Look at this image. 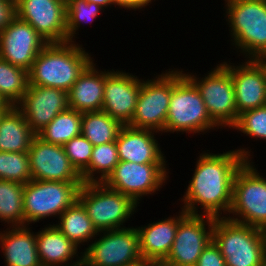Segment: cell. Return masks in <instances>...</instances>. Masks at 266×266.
<instances>
[{
    "instance_id": "cell-32",
    "label": "cell",
    "mask_w": 266,
    "mask_h": 266,
    "mask_svg": "<svg viewBox=\"0 0 266 266\" xmlns=\"http://www.w3.org/2000/svg\"><path fill=\"white\" fill-rule=\"evenodd\" d=\"M101 11V12H100ZM105 9L94 2L84 0H66V34L67 42H76V34L82 24H88L98 18ZM88 22V23H87ZM77 32V33H76Z\"/></svg>"
},
{
    "instance_id": "cell-12",
    "label": "cell",
    "mask_w": 266,
    "mask_h": 266,
    "mask_svg": "<svg viewBox=\"0 0 266 266\" xmlns=\"http://www.w3.org/2000/svg\"><path fill=\"white\" fill-rule=\"evenodd\" d=\"M171 98V69L153 79H142L132 120L127 124L137 129L164 133Z\"/></svg>"
},
{
    "instance_id": "cell-17",
    "label": "cell",
    "mask_w": 266,
    "mask_h": 266,
    "mask_svg": "<svg viewBox=\"0 0 266 266\" xmlns=\"http://www.w3.org/2000/svg\"><path fill=\"white\" fill-rule=\"evenodd\" d=\"M28 156L33 180L83 182L61 145L46 143L35 136Z\"/></svg>"
},
{
    "instance_id": "cell-26",
    "label": "cell",
    "mask_w": 266,
    "mask_h": 266,
    "mask_svg": "<svg viewBox=\"0 0 266 266\" xmlns=\"http://www.w3.org/2000/svg\"><path fill=\"white\" fill-rule=\"evenodd\" d=\"M57 219L56 222L58 223H53V225L79 248L81 245L84 246L85 242L89 243V241L94 240L98 234L85 208L78 200Z\"/></svg>"
},
{
    "instance_id": "cell-19",
    "label": "cell",
    "mask_w": 266,
    "mask_h": 266,
    "mask_svg": "<svg viewBox=\"0 0 266 266\" xmlns=\"http://www.w3.org/2000/svg\"><path fill=\"white\" fill-rule=\"evenodd\" d=\"M17 107L23 112L31 130L37 134L59 113L69 108L68 92L58 88L28 85Z\"/></svg>"
},
{
    "instance_id": "cell-39",
    "label": "cell",
    "mask_w": 266,
    "mask_h": 266,
    "mask_svg": "<svg viewBox=\"0 0 266 266\" xmlns=\"http://www.w3.org/2000/svg\"><path fill=\"white\" fill-rule=\"evenodd\" d=\"M86 2H94L95 4L99 5L100 7H102L103 9H108V7L111 8V6L113 5L118 6L116 0H84Z\"/></svg>"
},
{
    "instance_id": "cell-22",
    "label": "cell",
    "mask_w": 266,
    "mask_h": 266,
    "mask_svg": "<svg viewBox=\"0 0 266 266\" xmlns=\"http://www.w3.org/2000/svg\"><path fill=\"white\" fill-rule=\"evenodd\" d=\"M44 227L36 232L37 252L41 265L83 266V252H78V249L82 248L75 245L54 225L48 224Z\"/></svg>"
},
{
    "instance_id": "cell-15",
    "label": "cell",
    "mask_w": 266,
    "mask_h": 266,
    "mask_svg": "<svg viewBox=\"0 0 266 266\" xmlns=\"http://www.w3.org/2000/svg\"><path fill=\"white\" fill-rule=\"evenodd\" d=\"M243 62L238 65L229 60L221 62L231 73L238 115L266 106V60Z\"/></svg>"
},
{
    "instance_id": "cell-37",
    "label": "cell",
    "mask_w": 266,
    "mask_h": 266,
    "mask_svg": "<svg viewBox=\"0 0 266 266\" xmlns=\"http://www.w3.org/2000/svg\"><path fill=\"white\" fill-rule=\"evenodd\" d=\"M16 16L15 0H0V32Z\"/></svg>"
},
{
    "instance_id": "cell-5",
    "label": "cell",
    "mask_w": 266,
    "mask_h": 266,
    "mask_svg": "<svg viewBox=\"0 0 266 266\" xmlns=\"http://www.w3.org/2000/svg\"><path fill=\"white\" fill-rule=\"evenodd\" d=\"M212 240L224 257L226 266H260L264 258L260 228L226 217L215 218Z\"/></svg>"
},
{
    "instance_id": "cell-27",
    "label": "cell",
    "mask_w": 266,
    "mask_h": 266,
    "mask_svg": "<svg viewBox=\"0 0 266 266\" xmlns=\"http://www.w3.org/2000/svg\"><path fill=\"white\" fill-rule=\"evenodd\" d=\"M123 126L103 111L82 113L81 135L93 146L116 141Z\"/></svg>"
},
{
    "instance_id": "cell-24",
    "label": "cell",
    "mask_w": 266,
    "mask_h": 266,
    "mask_svg": "<svg viewBox=\"0 0 266 266\" xmlns=\"http://www.w3.org/2000/svg\"><path fill=\"white\" fill-rule=\"evenodd\" d=\"M30 226L8 227L0 231L5 266H42L37 252L36 232Z\"/></svg>"
},
{
    "instance_id": "cell-31",
    "label": "cell",
    "mask_w": 266,
    "mask_h": 266,
    "mask_svg": "<svg viewBox=\"0 0 266 266\" xmlns=\"http://www.w3.org/2000/svg\"><path fill=\"white\" fill-rule=\"evenodd\" d=\"M29 85L28 71L0 58V95L11 106L23 99Z\"/></svg>"
},
{
    "instance_id": "cell-10",
    "label": "cell",
    "mask_w": 266,
    "mask_h": 266,
    "mask_svg": "<svg viewBox=\"0 0 266 266\" xmlns=\"http://www.w3.org/2000/svg\"><path fill=\"white\" fill-rule=\"evenodd\" d=\"M96 237L82 250L83 266H126L143 261L136 227L100 231Z\"/></svg>"
},
{
    "instance_id": "cell-44",
    "label": "cell",
    "mask_w": 266,
    "mask_h": 266,
    "mask_svg": "<svg viewBox=\"0 0 266 266\" xmlns=\"http://www.w3.org/2000/svg\"><path fill=\"white\" fill-rule=\"evenodd\" d=\"M260 266H266V255H264V258H263Z\"/></svg>"
},
{
    "instance_id": "cell-28",
    "label": "cell",
    "mask_w": 266,
    "mask_h": 266,
    "mask_svg": "<svg viewBox=\"0 0 266 266\" xmlns=\"http://www.w3.org/2000/svg\"><path fill=\"white\" fill-rule=\"evenodd\" d=\"M82 113L68 108L59 113L36 136L50 144L63 146L72 138L81 135Z\"/></svg>"
},
{
    "instance_id": "cell-21",
    "label": "cell",
    "mask_w": 266,
    "mask_h": 266,
    "mask_svg": "<svg viewBox=\"0 0 266 266\" xmlns=\"http://www.w3.org/2000/svg\"><path fill=\"white\" fill-rule=\"evenodd\" d=\"M157 133L160 134L153 130L124 125L116 140L119 161L139 164L167 163L155 137Z\"/></svg>"
},
{
    "instance_id": "cell-20",
    "label": "cell",
    "mask_w": 266,
    "mask_h": 266,
    "mask_svg": "<svg viewBox=\"0 0 266 266\" xmlns=\"http://www.w3.org/2000/svg\"><path fill=\"white\" fill-rule=\"evenodd\" d=\"M187 215L181 208L177 215L164 217L147 225L136 227L142 259L159 266L168 256L175 240L179 222Z\"/></svg>"
},
{
    "instance_id": "cell-9",
    "label": "cell",
    "mask_w": 266,
    "mask_h": 266,
    "mask_svg": "<svg viewBox=\"0 0 266 266\" xmlns=\"http://www.w3.org/2000/svg\"><path fill=\"white\" fill-rule=\"evenodd\" d=\"M184 74L199 90L211 119L220 129H231L238 119V113L229 70L220 63L202 78L196 73L184 71Z\"/></svg>"
},
{
    "instance_id": "cell-34",
    "label": "cell",
    "mask_w": 266,
    "mask_h": 266,
    "mask_svg": "<svg viewBox=\"0 0 266 266\" xmlns=\"http://www.w3.org/2000/svg\"><path fill=\"white\" fill-rule=\"evenodd\" d=\"M257 140H266V106L247 110L238 115L236 123L231 127ZM259 138V139H258Z\"/></svg>"
},
{
    "instance_id": "cell-30",
    "label": "cell",
    "mask_w": 266,
    "mask_h": 266,
    "mask_svg": "<svg viewBox=\"0 0 266 266\" xmlns=\"http://www.w3.org/2000/svg\"><path fill=\"white\" fill-rule=\"evenodd\" d=\"M118 163L116 141L93 146L89 166L80 174L83 183H103Z\"/></svg>"
},
{
    "instance_id": "cell-29",
    "label": "cell",
    "mask_w": 266,
    "mask_h": 266,
    "mask_svg": "<svg viewBox=\"0 0 266 266\" xmlns=\"http://www.w3.org/2000/svg\"><path fill=\"white\" fill-rule=\"evenodd\" d=\"M23 193L24 184L0 180V222L5 227L24 226Z\"/></svg>"
},
{
    "instance_id": "cell-42",
    "label": "cell",
    "mask_w": 266,
    "mask_h": 266,
    "mask_svg": "<svg viewBox=\"0 0 266 266\" xmlns=\"http://www.w3.org/2000/svg\"><path fill=\"white\" fill-rule=\"evenodd\" d=\"M126 266H153L152 264H150L149 262H145L144 260L135 264H130V265H126Z\"/></svg>"
},
{
    "instance_id": "cell-40",
    "label": "cell",
    "mask_w": 266,
    "mask_h": 266,
    "mask_svg": "<svg viewBox=\"0 0 266 266\" xmlns=\"http://www.w3.org/2000/svg\"><path fill=\"white\" fill-rule=\"evenodd\" d=\"M11 107L10 104H8L5 99L0 95V109H9Z\"/></svg>"
},
{
    "instance_id": "cell-18",
    "label": "cell",
    "mask_w": 266,
    "mask_h": 266,
    "mask_svg": "<svg viewBox=\"0 0 266 266\" xmlns=\"http://www.w3.org/2000/svg\"><path fill=\"white\" fill-rule=\"evenodd\" d=\"M142 79L125 70L105 69L102 111L127 125L134 115Z\"/></svg>"
},
{
    "instance_id": "cell-8",
    "label": "cell",
    "mask_w": 266,
    "mask_h": 266,
    "mask_svg": "<svg viewBox=\"0 0 266 266\" xmlns=\"http://www.w3.org/2000/svg\"><path fill=\"white\" fill-rule=\"evenodd\" d=\"M83 182L31 180L24 184V226L58 218L76 200Z\"/></svg>"
},
{
    "instance_id": "cell-23",
    "label": "cell",
    "mask_w": 266,
    "mask_h": 266,
    "mask_svg": "<svg viewBox=\"0 0 266 266\" xmlns=\"http://www.w3.org/2000/svg\"><path fill=\"white\" fill-rule=\"evenodd\" d=\"M103 70L96 67L94 60L84 69L68 92L69 108L80 113L102 111L105 84Z\"/></svg>"
},
{
    "instance_id": "cell-1",
    "label": "cell",
    "mask_w": 266,
    "mask_h": 266,
    "mask_svg": "<svg viewBox=\"0 0 266 266\" xmlns=\"http://www.w3.org/2000/svg\"><path fill=\"white\" fill-rule=\"evenodd\" d=\"M251 152L245 147L217 154L204 150L197 157L180 208L190 215L227 217L232 205L234 176L245 161L252 160Z\"/></svg>"
},
{
    "instance_id": "cell-3",
    "label": "cell",
    "mask_w": 266,
    "mask_h": 266,
    "mask_svg": "<svg viewBox=\"0 0 266 266\" xmlns=\"http://www.w3.org/2000/svg\"><path fill=\"white\" fill-rule=\"evenodd\" d=\"M171 69V98L164 133L206 134L220 127L211 119L195 84L183 69Z\"/></svg>"
},
{
    "instance_id": "cell-7",
    "label": "cell",
    "mask_w": 266,
    "mask_h": 266,
    "mask_svg": "<svg viewBox=\"0 0 266 266\" xmlns=\"http://www.w3.org/2000/svg\"><path fill=\"white\" fill-rule=\"evenodd\" d=\"M254 163L245 161L237 170L232 205L226 218L262 229L266 226V178L260 175Z\"/></svg>"
},
{
    "instance_id": "cell-36",
    "label": "cell",
    "mask_w": 266,
    "mask_h": 266,
    "mask_svg": "<svg viewBox=\"0 0 266 266\" xmlns=\"http://www.w3.org/2000/svg\"><path fill=\"white\" fill-rule=\"evenodd\" d=\"M195 266H226L225 259L213 240L204 248Z\"/></svg>"
},
{
    "instance_id": "cell-6",
    "label": "cell",
    "mask_w": 266,
    "mask_h": 266,
    "mask_svg": "<svg viewBox=\"0 0 266 266\" xmlns=\"http://www.w3.org/2000/svg\"><path fill=\"white\" fill-rule=\"evenodd\" d=\"M77 200L98 232L126 228L125 222L138 210V205L129 196L103 183H83Z\"/></svg>"
},
{
    "instance_id": "cell-33",
    "label": "cell",
    "mask_w": 266,
    "mask_h": 266,
    "mask_svg": "<svg viewBox=\"0 0 266 266\" xmlns=\"http://www.w3.org/2000/svg\"><path fill=\"white\" fill-rule=\"evenodd\" d=\"M0 180L21 184L31 181L28 152L0 151Z\"/></svg>"
},
{
    "instance_id": "cell-13",
    "label": "cell",
    "mask_w": 266,
    "mask_h": 266,
    "mask_svg": "<svg viewBox=\"0 0 266 266\" xmlns=\"http://www.w3.org/2000/svg\"><path fill=\"white\" fill-rule=\"evenodd\" d=\"M215 217L187 214L178 224L167 258L159 266H195L212 241Z\"/></svg>"
},
{
    "instance_id": "cell-38",
    "label": "cell",
    "mask_w": 266,
    "mask_h": 266,
    "mask_svg": "<svg viewBox=\"0 0 266 266\" xmlns=\"http://www.w3.org/2000/svg\"><path fill=\"white\" fill-rule=\"evenodd\" d=\"M156 0H116L118 7L121 9H127V10H144L152 4V2H155ZM144 8V9H143Z\"/></svg>"
},
{
    "instance_id": "cell-43",
    "label": "cell",
    "mask_w": 266,
    "mask_h": 266,
    "mask_svg": "<svg viewBox=\"0 0 266 266\" xmlns=\"http://www.w3.org/2000/svg\"><path fill=\"white\" fill-rule=\"evenodd\" d=\"M8 109H0V120L3 114L7 111Z\"/></svg>"
},
{
    "instance_id": "cell-14",
    "label": "cell",
    "mask_w": 266,
    "mask_h": 266,
    "mask_svg": "<svg viewBox=\"0 0 266 266\" xmlns=\"http://www.w3.org/2000/svg\"><path fill=\"white\" fill-rule=\"evenodd\" d=\"M15 11L48 43L67 42L66 0H15Z\"/></svg>"
},
{
    "instance_id": "cell-11",
    "label": "cell",
    "mask_w": 266,
    "mask_h": 266,
    "mask_svg": "<svg viewBox=\"0 0 266 266\" xmlns=\"http://www.w3.org/2000/svg\"><path fill=\"white\" fill-rule=\"evenodd\" d=\"M169 164H139L119 161L103 184L123 195L129 196L138 206L144 196L160 191L169 180Z\"/></svg>"
},
{
    "instance_id": "cell-2",
    "label": "cell",
    "mask_w": 266,
    "mask_h": 266,
    "mask_svg": "<svg viewBox=\"0 0 266 266\" xmlns=\"http://www.w3.org/2000/svg\"><path fill=\"white\" fill-rule=\"evenodd\" d=\"M78 42L48 43L28 71L29 85L69 92L84 69L94 60Z\"/></svg>"
},
{
    "instance_id": "cell-4",
    "label": "cell",
    "mask_w": 266,
    "mask_h": 266,
    "mask_svg": "<svg viewBox=\"0 0 266 266\" xmlns=\"http://www.w3.org/2000/svg\"><path fill=\"white\" fill-rule=\"evenodd\" d=\"M224 1L233 49L246 59L266 60V0Z\"/></svg>"
},
{
    "instance_id": "cell-41",
    "label": "cell",
    "mask_w": 266,
    "mask_h": 266,
    "mask_svg": "<svg viewBox=\"0 0 266 266\" xmlns=\"http://www.w3.org/2000/svg\"><path fill=\"white\" fill-rule=\"evenodd\" d=\"M263 242H264V255H266V226L261 229Z\"/></svg>"
},
{
    "instance_id": "cell-16",
    "label": "cell",
    "mask_w": 266,
    "mask_h": 266,
    "mask_svg": "<svg viewBox=\"0 0 266 266\" xmlns=\"http://www.w3.org/2000/svg\"><path fill=\"white\" fill-rule=\"evenodd\" d=\"M47 44L29 23L15 16L0 32V58L29 71Z\"/></svg>"
},
{
    "instance_id": "cell-35",
    "label": "cell",
    "mask_w": 266,
    "mask_h": 266,
    "mask_svg": "<svg viewBox=\"0 0 266 266\" xmlns=\"http://www.w3.org/2000/svg\"><path fill=\"white\" fill-rule=\"evenodd\" d=\"M72 166L81 174L90 163L93 145L83 135L72 138L63 145Z\"/></svg>"
},
{
    "instance_id": "cell-25",
    "label": "cell",
    "mask_w": 266,
    "mask_h": 266,
    "mask_svg": "<svg viewBox=\"0 0 266 266\" xmlns=\"http://www.w3.org/2000/svg\"><path fill=\"white\" fill-rule=\"evenodd\" d=\"M35 136L23 112L17 106H11L1 117L0 151L28 152Z\"/></svg>"
}]
</instances>
